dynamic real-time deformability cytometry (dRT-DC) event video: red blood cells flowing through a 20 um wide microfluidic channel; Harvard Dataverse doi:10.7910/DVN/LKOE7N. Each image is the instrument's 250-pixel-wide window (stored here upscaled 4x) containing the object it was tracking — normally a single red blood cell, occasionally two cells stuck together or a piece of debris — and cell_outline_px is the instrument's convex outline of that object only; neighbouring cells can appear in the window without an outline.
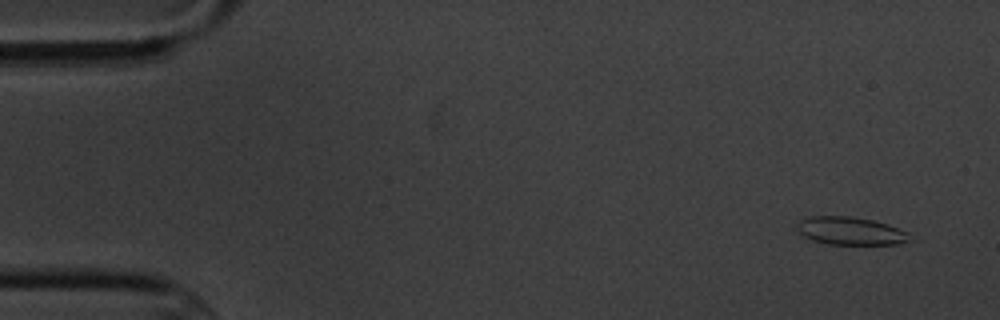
{"species": "common noctule bat (a hibernating species)", "species_latin": "Nyctalus noctula", "temperature_condition": "cold", "stored_images_in_passage": 5, "camera_frame_rate_fps": 3000, "um_per_image_px": 0.085, "animal": {"sex": "male", "body_mass_g": 20.1, "forearm_length_mm": 53.5}, "frame": {"image": 1, "passage_image": 1, "time_ms": 0.0, "image_size_px": [1000, 320], "cell_outline_px": [[908, 240], [900, 244], [828, 244], [812, 240], [804, 236], [796, 228], [796, 224], [800, 220], [808, 216], [852, 216], [872, 220], [888, 224], [908, 232]], "centroid_in_image_um": [72.25, 19.62], "position_along_channel_um": 12.8, "area_um2": 18.26}}
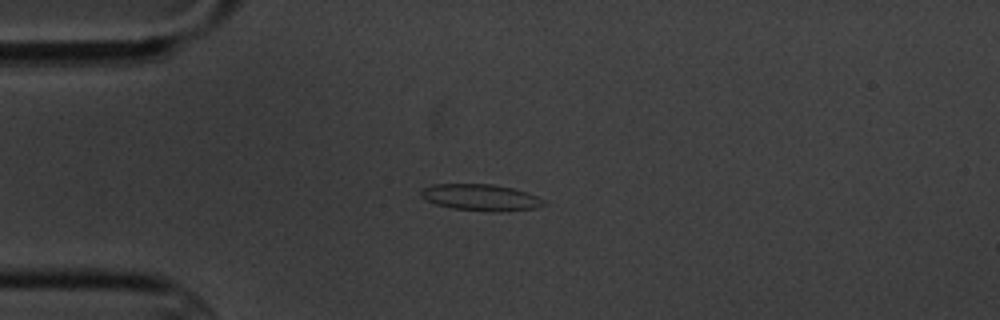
{"frame": {"image": 2, "passage_image": 4, "time_ms": 3.667, "image_size_px": [1000, 320], "cell_outline_px": [[548, 204], [536, 208], [500, 212], [496, 212], [452, 208], [436, 204], [420, 196], [420, 188], [432, 184], [492, 184], [512, 188], [528, 192], [544, 200]], "centroid_in_image_um": [40.87, 16.78], "position_along_channel_um": 44.1, "area_um2": 19.07}}